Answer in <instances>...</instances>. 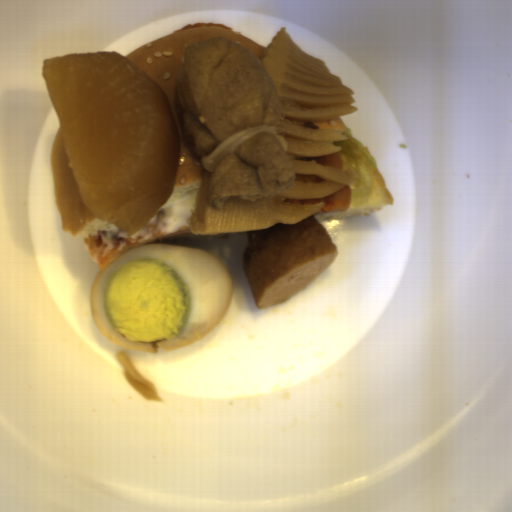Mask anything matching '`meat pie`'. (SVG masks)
<instances>
[{"label": "meat pie", "instance_id": "1", "mask_svg": "<svg viewBox=\"0 0 512 512\" xmlns=\"http://www.w3.org/2000/svg\"><path fill=\"white\" fill-rule=\"evenodd\" d=\"M189 223L171 230H139L132 236H128L124 230H103L96 233L81 236L85 247L101 271L130 249L151 244L167 238L192 233Z\"/></svg>", "mask_w": 512, "mask_h": 512}, {"label": "meat pie", "instance_id": "3", "mask_svg": "<svg viewBox=\"0 0 512 512\" xmlns=\"http://www.w3.org/2000/svg\"><path fill=\"white\" fill-rule=\"evenodd\" d=\"M293 159L296 161H307L311 163L316 161L320 166L344 171L343 163L337 151L333 154L323 156H293Z\"/></svg>", "mask_w": 512, "mask_h": 512}, {"label": "meat pie", "instance_id": "4", "mask_svg": "<svg viewBox=\"0 0 512 512\" xmlns=\"http://www.w3.org/2000/svg\"><path fill=\"white\" fill-rule=\"evenodd\" d=\"M206 26H220V27L232 29L229 25H225V24L218 23V22H203V23H194V24H191V25H187L185 27H182L180 29L175 30L172 34H175V33H178V32H182V31H185V30H189V29H192V28H196V27H206Z\"/></svg>", "mask_w": 512, "mask_h": 512}, {"label": "meat pie", "instance_id": "2", "mask_svg": "<svg viewBox=\"0 0 512 512\" xmlns=\"http://www.w3.org/2000/svg\"><path fill=\"white\" fill-rule=\"evenodd\" d=\"M323 202L322 207L317 212H335L347 211L351 207L352 192L350 184H346L340 190L331 192L325 198L318 199H286L283 203L294 205L319 204Z\"/></svg>", "mask_w": 512, "mask_h": 512}]
</instances>
